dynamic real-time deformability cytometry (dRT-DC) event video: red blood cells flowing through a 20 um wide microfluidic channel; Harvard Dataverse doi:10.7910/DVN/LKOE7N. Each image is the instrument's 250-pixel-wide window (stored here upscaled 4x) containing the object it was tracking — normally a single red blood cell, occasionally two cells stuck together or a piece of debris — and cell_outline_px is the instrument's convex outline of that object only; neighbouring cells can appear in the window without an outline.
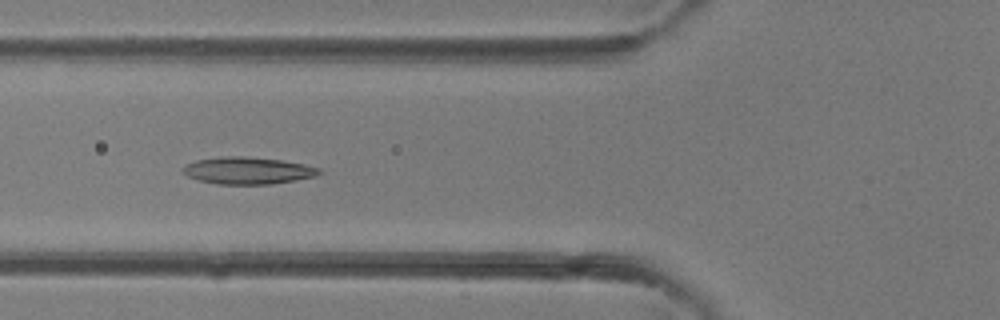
{"species": "common noctule bat (a hibernating species)", "species_latin": "Nyctalus noctula", "temperature_condition": "room temperature", "stored_images_in_passage": 31, "camera_frame_rate_fps": 3000, "um_per_image_px": 0.085, "animal": {"sex": "female"}, "frame": {"image": 1, "passage_image": 6, "time_ms": 1.667, "image_size_px": [1000, 320], "cell_outline_px": [[324, 172], [316, 176], [296, 180], [272, 184], [216, 184], [200, 180], [188, 176], [184, 172], [184, 168], [188, 164], [196, 160], [228, 156], [244, 156], [280, 160], [304, 164], [320, 168]], "centroid_in_image_um": [21.14, 14.5], "position_along_channel_um": 104.7, "area_um2": 21.27}}
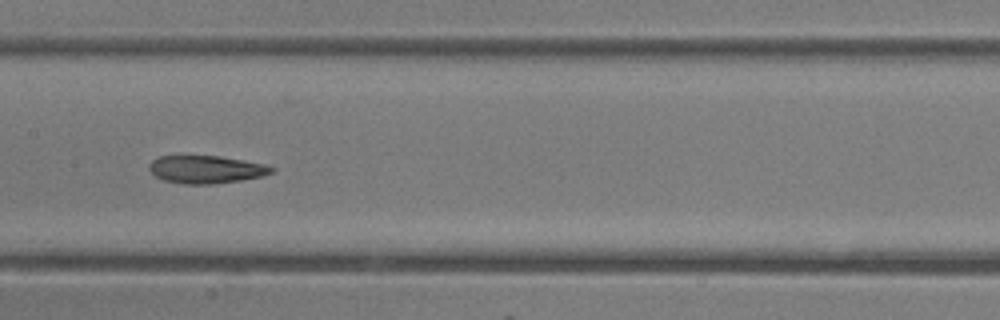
{"frame": {"image": 2, "passage_image": 11, "time_ms": 3.333, "image_size_px": [1000, 320], "cell_outline_px": [[276, 168], [272, 172], [264, 176], [216, 184], [184, 184], [164, 180], [156, 176], [148, 168], [148, 164], [152, 160], [160, 156], [220, 156], [264, 164]], "centroid_in_image_um": [17.52, 14.4], "position_along_channel_um": 189.9, "area_um2": 19.77}}
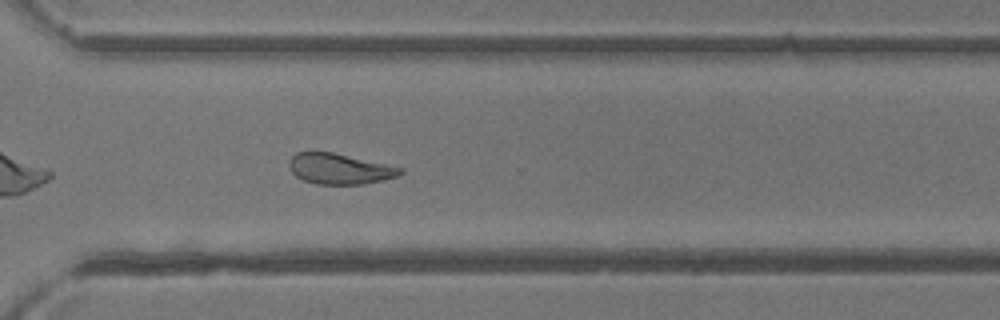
{"frame": {"image": 3, "passage_image": 20, "time_ms": 6.333, "image_size_px": [1000, 320], "cell_outline_px": [[404, 172], [396, 176], [384, 180], [364, 184], [316, 184], [304, 180], [296, 176], [292, 172], [288, 164], [288, 160], [296, 152], [332, 152], [404, 168]], "centroid_in_image_um": [28.86, 14.35], "position_along_channel_um": 341.7, "area_um2": 19.77}}